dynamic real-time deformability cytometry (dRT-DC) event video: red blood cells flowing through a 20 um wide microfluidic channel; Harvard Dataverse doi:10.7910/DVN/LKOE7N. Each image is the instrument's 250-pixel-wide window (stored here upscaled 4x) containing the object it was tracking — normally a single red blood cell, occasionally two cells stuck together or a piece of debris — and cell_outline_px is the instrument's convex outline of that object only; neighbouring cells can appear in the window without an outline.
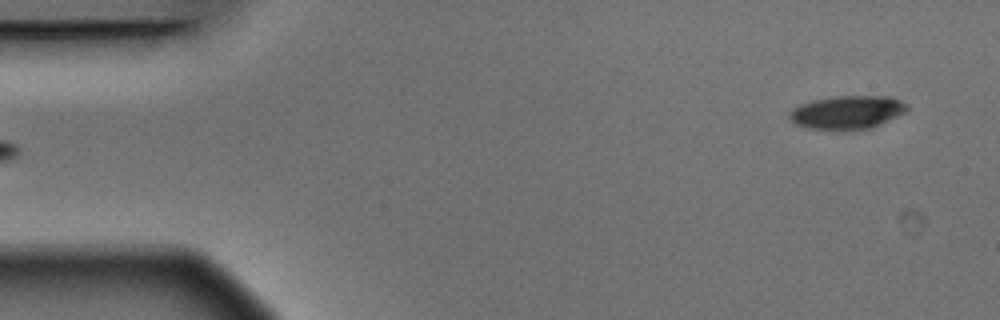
{"species": "Egyptian fruit bat (a non-hibernating species)", "species_latin": "Rousettus aegyptiacus", "temperature_condition": "warm", "stored_images_in_passage": 6, "segment_of_instrument_passage": [2, 2], "camera_frame_rate_fps": 3000, "um_per_image_px": 0.085, "animal": {"sex": "male"}, "frame": {"image": 1, "passage_image": 6, "time_ms": 1.667, "image_size_px": [1000, 320], "cell_outline_px": [[908, 108], [904, 112], [872, 128], [808, 128], [796, 124], [788, 116], [788, 112], [792, 108], [800, 104], [812, 100], [836, 96], [892, 96], [908, 104]], "centroid_in_image_um": [72.01, 9.51], "position_along_channel_um": 13.0, "area_um2": 22.43}}